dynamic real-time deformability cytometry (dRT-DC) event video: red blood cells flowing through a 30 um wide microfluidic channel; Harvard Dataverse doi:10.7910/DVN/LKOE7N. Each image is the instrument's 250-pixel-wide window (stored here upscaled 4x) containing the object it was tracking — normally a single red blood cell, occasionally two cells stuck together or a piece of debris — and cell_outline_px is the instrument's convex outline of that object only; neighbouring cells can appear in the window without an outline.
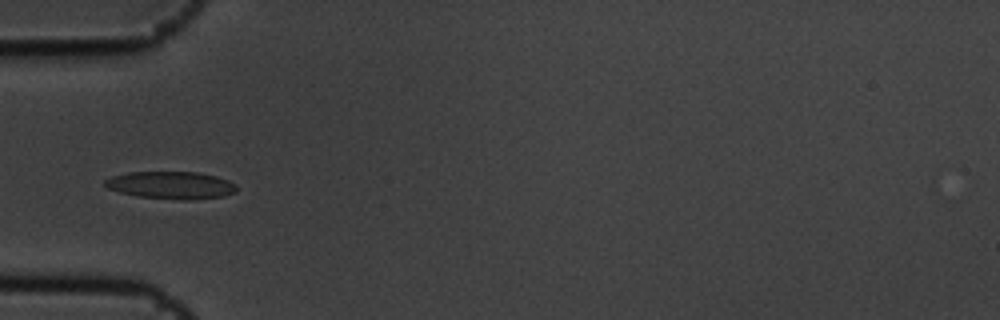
{"species": "common noctule bat (a hibernating species)", "species_latin": "Nyctalus noctula", "temperature_condition": "cold", "stored_images_in_passage": 14, "camera_frame_rate_fps": 3000, "um_per_image_px": 0.085, "animal": {"sex": "male", "body_mass_g": 19.5, "forearm_length_mm": 54.6}, "frame": {"image": 1, "passage_image": 4, "time_ms": 1.0, "image_size_px": [1000, 320], "cell_outline_px": [[236, 192], [224, 196], [192, 200], [184, 200], [136, 196], [120, 192], [108, 188], [104, 184], [104, 180], [112, 176], [128, 172], [196, 172], [216, 176], [228, 180], [236, 184]], "centroid_in_image_um": [14.55, 15.74], "position_along_channel_um": 70.5, "area_um2": 21.1}}
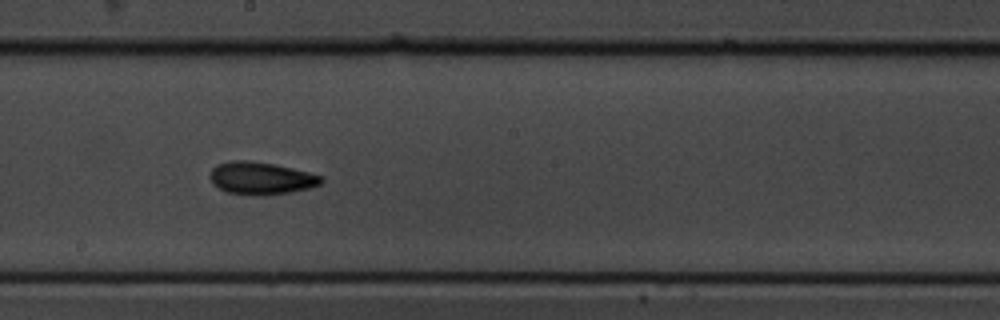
{"frame": {"image": 2, "passage_image": 8, "time_ms": 2.333, "image_size_px": [1000, 320], "cell_outline_px": [[324, 180], [320, 184], [308, 188], [292, 192], [264, 196], [228, 192], [212, 184], [208, 176], [212, 168], [216, 164], [232, 160], [248, 160], [272, 164], [292, 168], [308, 172], [320, 176]], "centroid_in_image_um": [22.14, 15.14], "position_along_channel_um": 226.1, "area_um2": 21.04}}
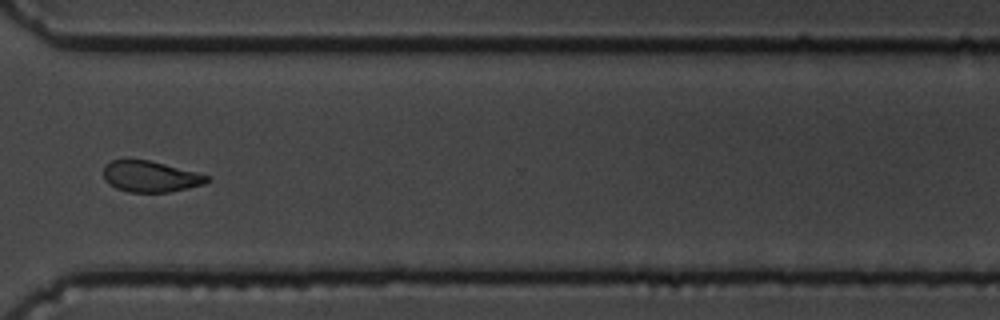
{"frame": {"image": 3, "passage_image": 11, "time_ms": 3.333, "image_size_px": [1000, 320], "cell_outline_px": [[212, 180], [204, 184], [188, 188], [168, 192], [128, 192], [116, 188], [104, 180], [104, 164], [112, 160], [148, 160], [212, 176]], "centroid_in_image_um": [12.81, 15.01], "position_along_channel_um": 357.8, "area_um2": 18.73}}